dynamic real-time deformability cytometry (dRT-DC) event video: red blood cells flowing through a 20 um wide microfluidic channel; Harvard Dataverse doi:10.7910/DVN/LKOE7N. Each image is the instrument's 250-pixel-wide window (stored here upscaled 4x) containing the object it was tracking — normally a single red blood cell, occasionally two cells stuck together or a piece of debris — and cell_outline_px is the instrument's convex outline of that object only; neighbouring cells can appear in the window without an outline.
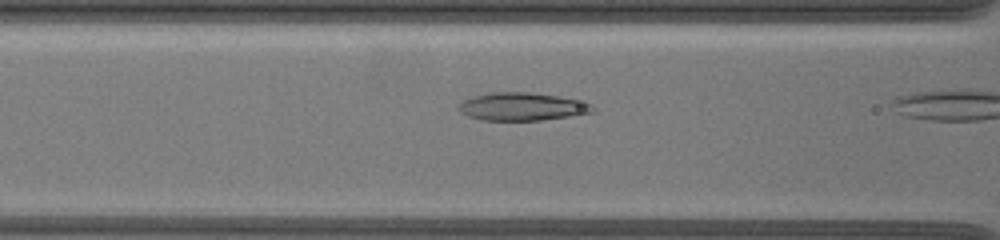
{"species": "common noctule bat (a hibernating species)", "species_latin": "Nyctalus noctula", "temperature_condition": "warm", "stored_images_in_passage": 7, "camera_frame_rate_fps": 3000, "um_per_image_px": 0.085, "animal": {"sex": "female", "body_mass_g": 19.5, "forearm_length_mm": 54.1}, "frame": {"image": 1, "passage_image": 6, "time_ms": 1.667, "image_size_px": [1000, 240], "cell_outline_px": [[596, 112], [540, 120], [480, 120], [468, 116], [460, 112], [456, 108], [464, 100], [472, 96], [492, 92], [528, 92], [556, 96], [576, 100], [592, 104], [596, 108]], "centroid_in_image_um": [44.35, 9.06], "position_along_channel_um": 122.2, "area_um2": 21.73}}